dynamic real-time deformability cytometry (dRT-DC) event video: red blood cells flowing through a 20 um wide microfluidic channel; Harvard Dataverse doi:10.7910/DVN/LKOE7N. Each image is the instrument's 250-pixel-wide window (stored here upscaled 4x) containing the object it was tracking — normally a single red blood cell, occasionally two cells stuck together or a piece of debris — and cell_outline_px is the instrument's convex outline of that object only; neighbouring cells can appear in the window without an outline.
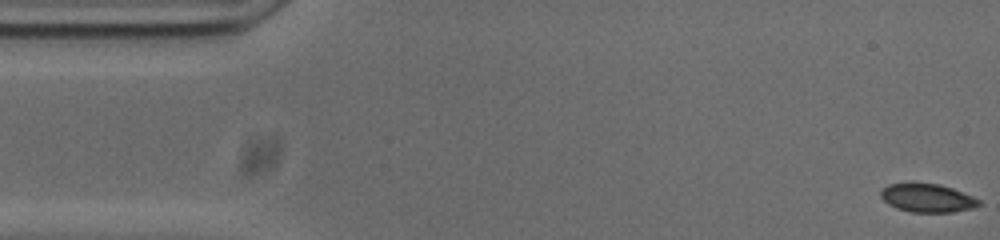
{"species": "common noctule bat (a hibernating species)", "species_latin": "Nyctalus noctula", "temperature_condition": "cold", "stored_images_in_passage": 54, "camera_frame_rate_fps": 3000, "um_per_image_px": 0.085, "animal": {"sex": "male", "body_mass_g": 20.0, "forearm_length_mm": 53.3}, "frame": {"image": 1, "passage_image": 1, "time_ms": 0.0, "image_size_px": [1000, 240], "cell_outline_px": [[984, 204], [972, 208], [952, 212], [912, 212], [896, 208], [888, 204], [880, 196], [880, 188], [888, 184], [940, 184], [952, 188], [972, 196], [980, 200]], "centroid_in_image_um": [78.83, 16.84], "position_along_channel_um": 6.2, "area_um2": 16.18}}
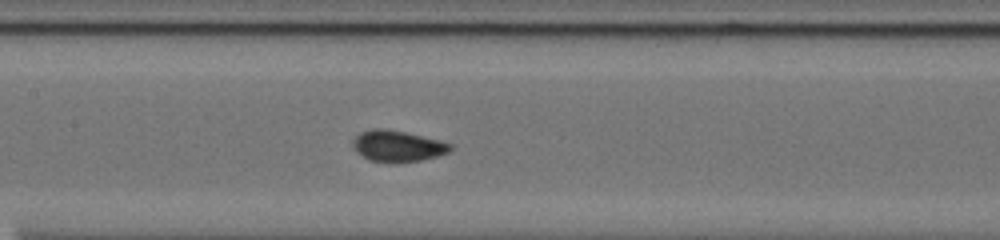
{"frame": {"image": 2, "passage_image": 24, "time_ms": 7.667, "image_size_px": [1000, 240], "cell_outline_px": [[452, 148], [448, 152], [436, 156], [420, 160], [388, 164], [368, 160], [356, 152], [352, 148], [352, 140], [360, 132], [372, 128], [384, 128], [404, 132], [440, 140], [452, 144]], "centroid_in_image_um": [33.73, 12.43], "position_along_channel_um": 173.7, "area_um2": 17.98}}
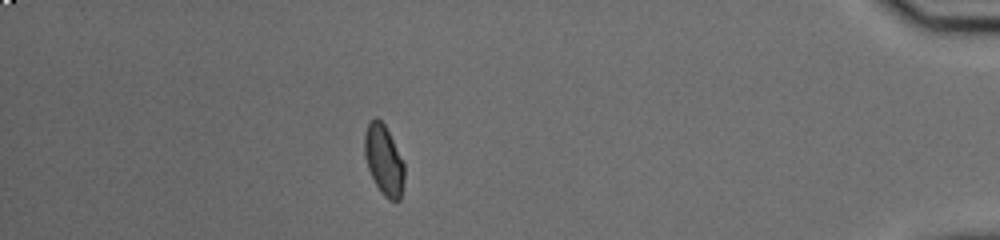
{"frame": {"image": 3, "passage_image": 47, "time_ms": 15.333, "image_size_px": [1000, 240], "cell_outline_px": [[404, 180], [400, 200], [388, 200], [380, 192], [368, 168], [364, 156], [364, 136], [368, 124], [376, 116], [384, 124], [404, 160]], "centroid_in_image_um": [32.64, 13.62], "position_along_channel_um": 402.6, "area_um2": 16.3}, "authors_computed_cell_mechanics": {"area_um2": 16.8198, "velocity_mm_per_s": 3.7345, "shape_relaxation_time_tau1_ms": null, "shape_relaxation_time_tau2_ms": 0.9298, "deformation_change_tau1": null, "deformation_change_tau2": 0.032}}